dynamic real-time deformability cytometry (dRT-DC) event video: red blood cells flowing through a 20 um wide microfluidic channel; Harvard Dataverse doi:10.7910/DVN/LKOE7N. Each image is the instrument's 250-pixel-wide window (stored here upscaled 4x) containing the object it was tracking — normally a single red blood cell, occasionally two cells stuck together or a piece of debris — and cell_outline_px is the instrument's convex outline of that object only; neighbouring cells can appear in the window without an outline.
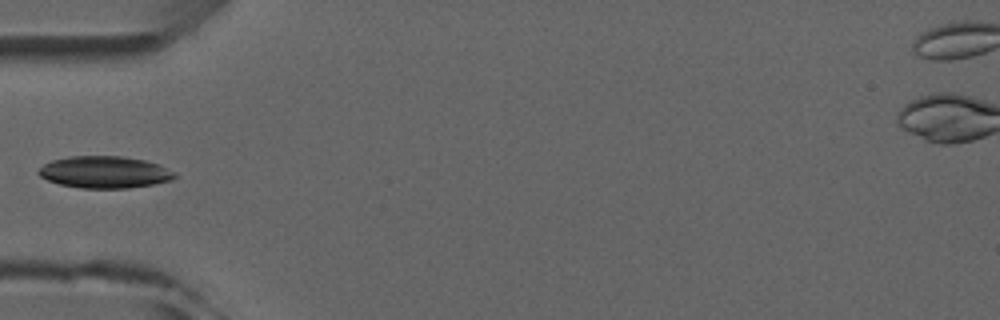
{"species": "common noctule bat (a hibernating species)", "species_latin": "Nyctalus noctula", "temperature_condition": "room temperature", "stored_images_in_passage": 6, "camera_frame_rate_fps": 3000, "um_per_image_px": 0.085, "animal": {"sex": "male", "forearm_length_mm": 52.5}, "frame": {"image": 1, "passage_image": 5, "time_ms": 4.667, "image_size_px": [1000, 320], "cell_outline_px": [[176, 176], [172, 180], [152, 184], [128, 188], [80, 188], [60, 184], [48, 180], [40, 176], [36, 172], [44, 164], [52, 160], [68, 156], [124, 156], [144, 160], [160, 164], [176, 172]], "centroid_in_image_um": [8.91, 14.62], "position_along_channel_um": 76.1, "area_um2": 25.43}}
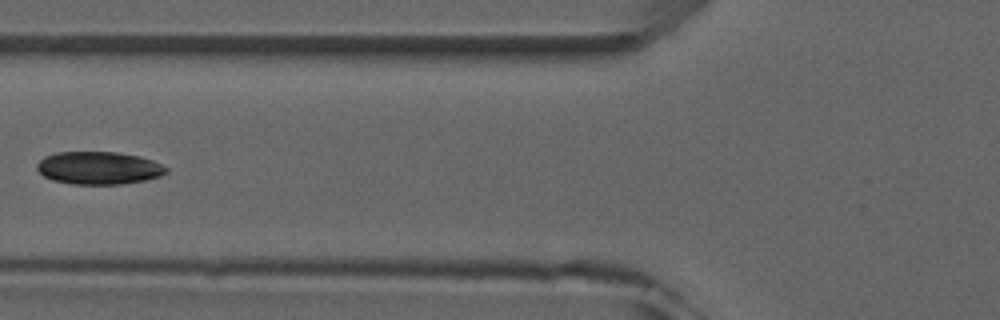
{"frame": {"image": 2, "passage_image": 6, "time_ms": 5.667, "image_size_px": [1000, 320], "cell_outline_px": [[168, 172], [160, 176], [144, 180], [120, 184], [72, 184], [52, 180], [44, 176], [36, 168], [36, 164], [44, 156], [56, 152], [116, 152], [140, 156], [152, 160], [168, 168]], "centroid_in_image_um": [8.38, 14.27], "position_along_channel_um": 117.4, "area_um2": 24.68}}